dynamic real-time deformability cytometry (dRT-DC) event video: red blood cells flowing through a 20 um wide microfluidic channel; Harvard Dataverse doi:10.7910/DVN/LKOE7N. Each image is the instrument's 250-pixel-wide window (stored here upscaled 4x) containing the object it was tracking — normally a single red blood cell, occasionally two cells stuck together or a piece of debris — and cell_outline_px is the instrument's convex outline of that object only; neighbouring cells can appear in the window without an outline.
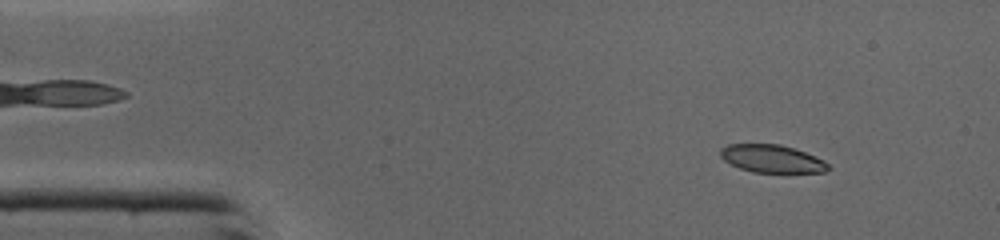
{"species": "common noctule bat (a hibernating species)", "species_latin": "Nyctalus noctula", "temperature_condition": "cold", "stored_images_in_passage": 44, "camera_frame_rate_fps": 3000, "um_per_image_px": 0.085, "animal": {"sex": "male", "body_mass_g": 19.0, "forearm_length_mm": 50.8}, "frame": {"image": 1, "passage_image": 4, "time_ms": 1.0, "image_size_px": [1000, 240], "cell_outline_px": [[832, 168], [824, 172], [752, 172], [740, 168], [724, 160], [720, 156], [720, 148], [728, 144], [780, 144], [804, 152], [824, 160]], "centroid_in_image_um": [65.6, 13.49], "position_along_channel_um": 19.4, "area_um2": 17.34}}
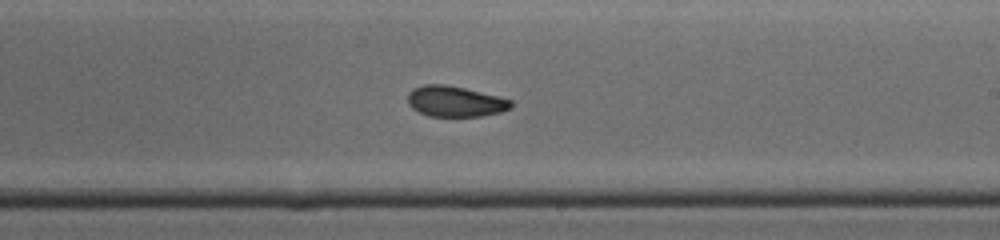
{"frame": {"image": 2, "passage_image": 25, "time_ms": 8.0, "image_size_px": [1000, 240], "cell_outline_px": [[512, 108], [500, 112], [480, 116], [428, 116], [412, 108], [408, 104], [408, 92], [412, 88], [424, 84], [448, 84], [512, 100]], "centroid_in_image_um": [38.65, 8.61], "position_along_channel_um": 250.3, "area_um2": 18.44}}
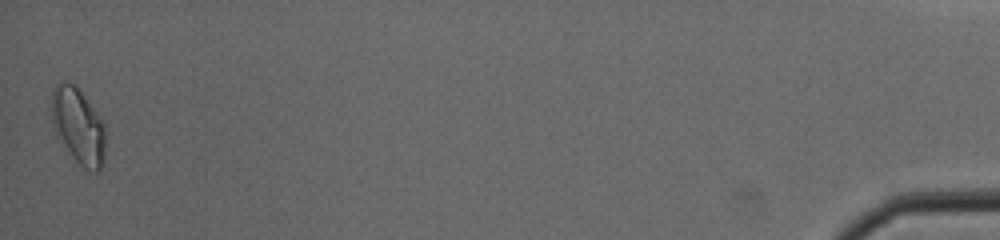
{"frame": {"image": 3, "passage_image": 44, "time_ms": 14.333, "image_size_px": [1000, 240], "cell_outline_px": [[104, 164], [100, 172], [92, 172], [84, 168], [72, 156], [56, 136], [52, 124], [48, 104], [48, 100], [52, 88], [56, 84], [64, 80], [72, 84], [80, 92], [104, 120]], "centroid_in_image_um": [6.6, 10.69], "position_along_channel_um": 428.6, "area_um2": 24.45}, "authors_computed_cell_mechanics": {"area_um2": 18.9006, "velocity_mm_per_s": 4.3709, "shape_relaxation_time_tau1_ms": null, "shape_relaxation_time_tau2_ms": 1.311, "deformation_change_tau1": null, "deformation_change_tau2": 0.0545}}